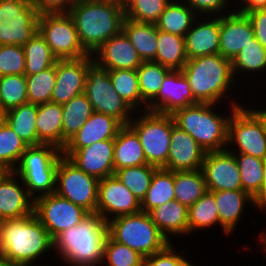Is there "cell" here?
<instances>
[{"mask_svg":"<svg viewBox=\"0 0 266 266\" xmlns=\"http://www.w3.org/2000/svg\"><path fill=\"white\" fill-rule=\"evenodd\" d=\"M108 235V225L102 216L89 213L79 224L57 235L53 248L69 266H95L103 264Z\"/></svg>","mask_w":266,"mask_h":266,"instance_id":"6da1fadb","label":"cell"},{"mask_svg":"<svg viewBox=\"0 0 266 266\" xmlns=\"http://www.w3.org/2000/svg\"><path fill=\"white\" fill-rule=\"evenodd\" d=\"M68 13L74 21L79 42L89 55L121 33L126 18L124 9L96 0L77 1Z\"/></svg>","mask_w":266,"mask_h":266,"instance_id":"7a4b0ae2","label":"cell"},{"mask_svg":"<svg viewBox=\"0 0 266 266\" xmlns=\"http://www.w3.org/2000/svg\"><path fill=\"white\" fill-rule=\"evenodd\" d=\"M1 244L2 254L15 266H30L53 250V239L34 213L1 221Z\"/></svg>","mask_w":266,"mask_h":266,"instance_id":"3957f363","label":"cell"},{"mask_svg":"<svg viewBox=\"0 0 266 266\" xmlns=\"http://www.w3.org/2000/svg\"><path fill=\"white\" fill-rule=\"evenodd\" d=\"M182 72L198 103L215 105L235 84L231 60L220 53L188 59Z\"/></svg>","mask_w":266,"mask_h":266,"instance_id":"277c9868","label":"cell"},{"mask_svg":"<svg viewBox=\"0 0 266 266\" xmlns=\"http://www.w3.org/2000/svg\"><path fill=\"white\" fill-rule=\"evenodd\" d=\"M213 105L198 103L172 114L175 125L187 132L205 153L225 150L228 145L230 117L214 113Z\"/></svg>","mask_w":266,"mask_h":266,"instance_id":"5b68a950","label":"cell"},{"mask_svg":"<svg viewBox=\"0 0 266 266\" xmlns=\"http://www.w3.org/2000/svg\"><path fill=\"white\" fill-rule=\"evenodd\" d=\"M107 225L109 236L113 240L144 257L161 251L170 243L152 221L149 213L144 211L112 218Z\"/></svg>","mask_w":266,"mask_h":266,"instance_id":"8992f818","label":"cell"},{"mask_svg":"<svg viewBox=\"0 0 266 266\" xmlns=\"http://www.w3.org/2000/svg\"><path fill=\"white\" fill-rule=\"evenodd\" d=\"M140 118L128 124L138 135L147 164L163 168L167 163L172 115L145 110Z\"/></svg>","mask_w":266,"mask_h":266,"instance_id":"52a82bcc","label":"cell"},{"mask_svg":"<svg viewBox=\"0 0 266 266\" xmlns=\"http://www.w3.org/2000/svg\"><path fill=\"white\" fill-rule=\"evenodd\" d=\"M228 122V145H238L240 154L266 159V131L261 118L249 108L232 103Z\"/></svg>","mask_w":266,"mask_h":266,"instance_id":"ba28073f","label":"cell"},{"mask_svg":"<svg viewBox=\"0 0 266 266\" xmlns=\"http://www.w3.org/2000/svg\"><path fill=\"white\" fill-rule=\"evenodd\" d=\"M38 18L31 0H0V45L24 46L38 32Z\"/></svg>","mask_w":266,"mask_h":266,"instance_id":"9c48e42d","label":"cell"},{"mask_svg":"<svg viewBox=\"0 0 266 266\" xmlns=\"http://www.w3.org/2000/svg\"><path fill=\"white\" fill-rule=\"evenodd\" d=\"M38 32L58 59H78L89 55L79 42L77 29L68 12L39 14Z\"/></svg>","mask_w":266,"mask_h":266,"instance_id":"30bf717a","label":"cell"},{"mask_svg":"<svg viewBox=\"0 0 266 266\" xmlns=\"http://www.w3.org/2000/svg\"><path fill=\"white\" fill-rule=\"evenodd\" d=\"M84 94L95 112L108 114L122 125H128L132 120L133 109L115 91L109 70L98 66L95 62L88 67Z\"/></svg>","mask_w":266,"mask_h":266,"instance_id":"8fae6325","label":"cell"},{"mask_svg":"<svg viewBox=\"0 0 266 266\" xmlns=\"http://www.w3.org/2000/svg\"><path fill=\"white\" fill-rule=\"evenodd\" d=\"M99 179L86 174L67 157L58 161L55 193L83 207L89 213L96 212Z\"/></svg>","mask_w":266,"mask_h":266,"instance_id":"7c38bea8","label":"cell"},{"mask_svg":"<svg viewBox=\"0 0 266 266\" xmlns=\"http://www.w3.org/2000/svg\"><path fill=\"white\" fill-rule=\"evenodd\" d=\"M34 214L52 239L68 228L79 224L89 212L56 193L34 200Z\"/></svg>","mask_w":266,"mask_h":266,"instance_id":"4fadbf2b","label":"cell"},{"mask_svg":"<svg viewBox=\"0 0 266 266\" xmlns=\"http://www.w3.org/2000/svg\"><path fill=\"white\" fill-rule=\"evenodd\" d=\"M232 150L206 152L201 170L209 192L242 190L239 166Z\"/></svg>","mask_w":266,"mask_h":266,"instance_id":"5bb4252c","label":"cell"},{"mask_svg":"<svg viewBox=\"0 0 266 266\" xmlns=\"http://www.w3.org/2000/svg\"><path fill=\"white\" fill-rule=\"evenodd\" d=\"M140 211L141 202L115 175L99 180L96 213L103 220L108 222L111 219L108 214L116 218Z\"/></svg>","mask_w":266,"mask_h":266,"instance_id":"9a60e30c","label":"cell"},{"mask_svg":"<svg viewBox=\"0 0 266 266\" xmlns=\"http://www.w3.org/2000/svg\"><path fill=\"white\" fill-rule=\"evenodd\" d=\"M93 56L78 59H58L56 62V83L51 102L64 104L73 97L84 93L88 67L93 63Z\"/></svg>","mask_w":266,"mask_h":266,"instance_id":"2e32d148","label":"cell"},{"mask_svg":"<svg viewBox=\"0 0 266 266\" xmlns=\"http://www.w3.org/2000/svg\"><path fill=\"white\" fill-rule=\"evenodd\" d=\"M198 104L182 70H171L147 110L172 115L175 111Z\"/></svg>","mask_w":266,"mask_h":266,"instance_id":"e0dca14e","label":"cell"},{"mask_svg":"<svg viewBox=\"0 0 266 266\" xmlns=\"http://www.w3.org/2000/svg\"><path fill=\"white\" fill-rule=\"evenodd\" d=\"M62 154L86 174L99 180L114 175V139L102 140L77 151H62Z\"/></svg>","mask_w":266,"mask_h":266,"instance_id":"ac0fdd59","label":"cell"},{"mask_svg":"<svg viewBox=\"0 0 266 266\" xmlns=\"http://www.w3.org/2000/svg\"><path fill=\"white\" fill-rule=\"evenodd\" d=\"M204 156L205 151L187 132L175 125L172 117L170 148L163 168L170 171L201 169Z\"/></svg>","mask_w":266,"mask_h":266,"instance_id":"d6986e66","label":"cell"},{"mask_svg":"<svg viewBox=\"0 0 266 266\" xmlns=\"http://www.w3.org/2000/svg\"><path fill=\"white\" fill-rule=\"evenodd\" d=\"M92 56L98 66L108 70L137 69L143 63L123 31L103 43Z\"/></svg>","mask_w":266,"mask_h":266,"instance_id":"ffe728a7","label":"cell"},{"mask_svg":"<svg viewBox=\"0 0 266 266\" xmlns=\"http://www.w3.org/2000/svg\"><path fill=\"white\" fill-rule=\"evenodd\" d=\"M220 15L219 53L232 61L255 38L254 30L246 14L235 11Z\"/></svg>","mask_w":266,"mask_h":266,"instance_id":"44dd1931","label":"cell"},{"mask_svg":"<svg viewBox=\"0 0 266 266\" xmlns=\"http://www.w3.org/2000/svg\"><path fill=\"white\" fill-rule=\"evenodd\" d=\"M16 173L8 171L0 179V221L20 219L34 213V199L16 180Z\"/></svg>","mask_w":266,"mask_h":266,"instance_id":"7402d4cb","label":"cell"},{"mask_svg":"<svg viewBox=\"0 0 266 266\" xmlns=\"http://www.w3.org/2000/svg\"><path fill=\"white\" fill-rule=\"evenodd\" d=\"M122 126L114 117L94 111L62 151H77L102 140L115 139Z\"/></svg>","mask_w":266,"mask_h":266,"instance_id":"603a6c76","label":"cell"},{"mask_svg":"<svg viewBox=\"0 0 266 266\" xmlns=\"http://www.w3.org/2000/svg\"><path fill=\"white\" fill-rule=\"evenodd\" d=\"M215 16L204 23L195 20V26L192 25L185 34V50L188 59L219 53L220 17H217V14Z\"/></svg>","mask_w":266,"mask_h":266,"instance_id":"cb8c5ba5","label":"cell"},{"mask_svg":"<svg viewBox=\"0 0 266 266\" xmlns=\"http://www.w3.org/2000/svg\"><path fill=\"white\" fill-rule=\"evenodd\" d=\"M114 171L147 164L142 144L136 132L123 125L114 139Z\"/></svg>","mask_w":266,"mask_h":266,"instance_id":"d4e9b609","label":"cell"},{"mask_svg":"<svg viewBox=\"0 0 266 266\" xmlns=\"http://www.w3.org/2000/svg\"><path fill=\"white\" fill-rule=\"evenodd\" d=\"M217 204L219 225L226 234L236 228L244 210L245 203H254V199L243 190H223L211 192Z\"/></svg>","mask_w":266,"mask_h":266,"instance_id":"484cf974","label":"cell"},{"mask_svg":"<svg viewBox=\"0 0 266 266\" xmlns=\"http://www.w3.org/2000/svg\"><path fill=\"white\" fill-rule=\"evenodd\" d=\"M63 107L61 104L46 102L38 105L36 128L38 145H54L62 151Z\"/></svg>","mask_w":266,"mask_h":266,"instance_id":"4316f807","label":"cell"},{"mask_svg":"<svg viewBox=\"0 0 266 266\" xmlns=\"http://www.w3.org/2000/svg\"><path fill=\"white\" fill-rule=\"evenodd\" d=\"M149 215L168 240L169 234L183 235L188 233V207L175 199L152 209Z\"/></svg>","mask_w":266,"mask_h":266,"instance_id":"83f0119b","label":"cell"},{"mask_svg":"<svg viewBox=\"0 0 266 266\" xmlns=\"http://www.w3.org/2000/svg\"><path fill=\"white\" fill-rule=\"evenodd\" d=\"M62 151L54 145L40 144L28 146L22 154L18 168L14 172H57Z\"/></svg>","mask_w":266,"mask_h":266,"instance_id":"f1b7e54d","label":"cell"},{"mask_svg":"<svg viewBox=\"0 0 266 266\" xmlns=\"http://www.w3.org/2000/svg\"><path fill=\"white\" fill-rule=\"evenodd\" d=\"M142 61H154L157 52L158 29L152 23H140L125 18L123 30Z\"/></svg>","mask_w":266,"mask_h":266,"instance_id":"f546056e","label":"cell"},{"mask_svg":"<svg viewBox=\"0 0 266 266\" xmlns=\"http://www.w3.org/2000/svg\"><path fill=\"white\" fill-rule=\"evenodd\" d=\"M38 105L24 103L6 111L5 122L28 146L38 145L36 116Z\"/></svg>","mask_w":266,"mask_h":266,"instance_id":"4dcf8cb0","label":"cell"},{"mask_svg":"<svg viewBox=\"0 0 266 266\" xmlns=\"http://www.w3.org/2000/svg\"><path fill=\"white\" fill-rule=\"evenodd\" d=\"M62 150L67 142L79 131L84 123L93 114L94 110L87 96L82 93L73 97L69 102L62 104Z\"/></svg>","mask_w":266,"mask_h":266,"instance_id":"1f68e13d","label":"cell"},{"mask_svg":"<svg viewBox=\"0 0 266 266\" xmlns=\"http://www.w3.org/2000/svg\"><path fill=\"white\" fill-rule=\"evenodd\" d=\"M208 191L201 169L174 171L175 200L186 207L192 206Z\"/></svg>","mask_w":266,"mask_h":266,"instance_id":"d6a6232c","label":"cell"},{"mask_svg":"<svg viewBox=\"0 0 266 266\" xmlns=\"http://www.w3.org/2000/svg\"><path fill=\"white\" fill-rule=\"evenodd\" d=\"M157 52L154 62L171 70H182L188 58L185 50V38L158 29Z\"/></svg>","mask_w":266,"mask_h":266,"instance_id":"836d02e7","label":"cell"},{"mask_svg":"<svg viewBox=\"0 0 266 266\" xmlns=\"http://www.w3.org/2000/svg\"><path fill=\"white\" fill-rule=\"evenodd\" d=\"M174 199V171L157 168L154 171L146 196L141 202V211L149 213L157 206Z\"/></svg>","mask_w":266,"mask_h":266,"instance_id":"e575fe53","label":"cell"},{"mask_svg":"<svg viewBox=\"0 0 266 266\" xmlns=\"http://www.w3.org/2000/svg\"><path fill=\"white\" fill-rule=\"evenodd\" d=\"M182 4L171 1L155 23L157 29L184 37L195 23L196 13L187 4Z\"/></svg>","mask_w":266,"mask_h":266,"instance_id":"d590c367","label":"cell"},{"mask_svg":"<svg viewBox=\"0 0 266 266\" xmlns=\"http://www.w3.org/2000/svg\"><path fill=\"white\" fill-rule=\"evenodd\" d=\"M23 49L25 53V75L37 74L55 65L58 60L39 32L23 46Z\"/></svg>","mask_w":266,"mask_h":266,"instance_id":"8d00e7d4","label":"cell"},{"mask_svg":"<svg viewBox=\"0 0 266 266\" xmlns=\"http://www.w3.org/2000/svg\"><path fill=\"white\" fill-rule=\"evenodd\" d=\"M170 71L171 69L154 61H143L137 68L140 94L146 105L145 110L159 93L162 82Z\"/></svg>","mask_w":266,"mask_h":266,"instance_id":"74e56055","label":"cell"},{"mask_svg":"<svg viewBox=\"0 0 266 266\" xmlns=\"http://www.w3.org/2000/svg\"><path fill=\"white\" fill-rule=\"evenodd\" d=\"M233 154L239 166L242 190L255 199L263 186L264 160L247 154Z\"/></svg>","mask_w":266,"mask_h":266,"instance_id":"f35d334b","label":"cell"},{"mask_svg":"<svg viewBox=\"0 0 266 266\" xmlns=\"http://www.w3.org/2000/svg\"><path fill=\"white\" fill-rule=\"evenodd\" d=\"M109 76L115 91L133 110L145 103L140 94L137 69L109 70Z\"/></svg>","mask_w":266,"mask_h":266,"instance_id":"ab89813d","label":"cell"},{"mask_svg":"<svg viewBox=\"0 0 266 266\" xmlns=\"http://www.w3.org/2000/svg\"><path fill=\"white\" fill-rule=\"evenodd\" d=\"M156 169L157 167L153 165L144 164L115 170L114 175L142 202Z\"/></svg>","mask_w":266,"mask_h":266,"instance_id":"60d3db41","label":"cell"},{"mask_svg":"<svg viewBox=\"0 0 266 266\" xmlns=\"http://www.w3.org/2000/svg\"><path fill=\"white\" fill-rule=\"evenodd\" d=\"M219 223L214 195L207 191L196 203L188 208V233Z\"/></svg>","mask_w":266,"mask_h":266,"instance_id":"b9f144b4","label":"cell"},{"mask_svg":"<svg viewBox=\"0 0 266 266\" xmlns=\"http://www.w3.org/2000/svg\"><path fill=\"white\" fill-rule=\"evenodd\" d=\"M28 102L36 105L51 102L56 83V64L34 75H26Z\"/></svg>","mask_w":266,"mask_h":266,"instance_id":"7bdbcfd3","label":"cell"},{"mask_svg":"<svg viewBox=\"0 0 266 266\" xmlns=\"http://www.w3.org/2000/svg\"><path fill=\"white\" fill-rule=\"evenodd\" d=\"M28 102L26 75L0 77V107L5 112Z\"/></svg>","mask_w":266,"mask_h":266,"instance_id":"ee69618b","label":"cell"},{"mask_svg":"<svg viewBox=\"0 0 266 266\" xmlns=\"http://www.w3.org/2000/svg\"><path fill=\"white\" fill-rule=\"evenodd\" d=\"M28 147L6 122L0 128V164L13 171ZM15 164V165H14Z\"/></svg>","mask_w":266,"mask_h":266,"instance_id":"f6af8a7d","label":"cell"},{"mask_svg":"<svg viewBox=\"0 0 266 266\" xmlns=\"http://www.w3.org/2000/svg\"><path fill=\"white\" fill-rule=\"evenodd\" d=\"M233 76L242 71H261L266 67V49L254 38L231 61Z\"/></svg>","mask_w":266,"mask_h":266,"instance_id":"bcb514c9","label":"cell"},{"mask_svg":"<svg viewBox=\"0 0 266 266\" xmlns=\"http://www.w3.org/2000/svg\"><path fill=\"white\" fill-rule=\"evenodd\" d=\"M170 2L171 0H131L125 9L126 18L155 24Z\"/></svg>","mask_w":266,"mask_h":266,"instance_id":"7dc6e473","label":"cell"},{"mask_svg":"<svg viewBox=\"0 0 266 266\" xmlns=\"http://www.w3.org/2000/svg\"><path fill=\"white\" fill-rule=\"evenodd\" d=\"M144 256L126 245L113 240L109 235L104 246L103 262L106 266H143Z\"/></svg>","mask_w":266,"mask_h":266,"instance_id":"c3c4849f","label":"cell"},{"mask_svg":"<svg viewBox=\"0 0 266 266\" xmlns=\"http://www.w3.org/2000/svg\"><path fill=\"white\" fill-rule=\"evenodd\" d=\"M24 183L25 190L35 200L39 196L55 193L57 172H15ZM34 192H42L38 196Z\"/></svg>","mask_w":266,"mask_h":266,"instance_id":"681fc988","label":"cell"},{"mask_svg":"<svg viewBox=\"0 0 266 266\" xmlns=\"http://www.w3.org/2000/svg\"><path fill=\"white\" fill-rule=\"evenodd\" d=\"M25 73V53L23 46L0 45V77L23 75Z\"/></svg>","mask_w":266,"mask_h":266,"instance_id":"f907efd6","label":"cell"},{"mask_svg":"<svg viewBox=\"0 0 266 266\" xmlns=\"http://www.w3.org/2000/svg\"><path fill=\"white\" fill-rule=\"evenodd\" d=\"M191 263L178 255L170 242L164 249L144 258L143 266H189Z\"/></svg>","mask_w":266,"mask_h":266,"instance_id":"816d5d0a","label":"cell"},{"mask_svg":"<svg viewBox=\"0 0 266 266\" xmlns=\"http://www.w3.org/2000/svg\"><path fill=\"white\" fill-rule=\"evenodd\" d=\"M246 15L252 24L255 38L266 49V9L255 10Z\"/></svg>","mask_w":266,"mask_h":266,"instance_id":"f5cc1de1","label":"cell"},{"mask_svg":"<svg viewBox=\"0 0 266 266\" xmlns=\"http://www.w3.org/2000/svg\"><path fill=\"white\" fill-rule=\"evenodd\" d=\"M228 0H187L188 6L195 12V13H204L208 15L211 13H219L223 11L224 8L228 5L226 2Z\"/></svg>","mask_w":266,"mask_h":266,"instance_id":"db71d44e","label":"cell"},{"mask_svg":"<svg viewBox=\"0 0 266 266\" xmlns=\"http://www.w3.org/2000/svg\"><path fill=\"white\" fill-rule=\"evenodd\" d=\"M39 14L68 12L74 4L72 0H31Z\"/></svg>","mask_w":266,"mask_h":266,"instance_id":"11a10c76","label":"cell"},{"mask_svg":"<svg viewBox=\"0 0 266 266\" xmlns=\"http://www.w3.org/2000/svg\"><path fill=\"white\" fill-rule=\"evenodd\" d=\"M244 7L241 6L236 12L247 14L255 10L266 9V0H243Z\"/></svg>","mask_w":266,"mask_h":266,"instance_id":"9f6ffc18","label":"cell"},{"mask_svg":"<svg viewBox=\"0 0 266 266\" xmlns=\"http://www.w3.org/2000/svg\"><path fill=\"white\" fill-rule=\"evenodd\" d=\"M264 181H263V186L261 188V192L259 195L254 199V205L252 206H257V209H266V159L264 160Z\"/></svg>","mask_w":266,"mask_h":266,"instance_id":"6f0895ef","label":"cell"},{"mask_svg":"<svg viewBox=\"0 0 266 266\" xmlns=\"http://www.w3.org/2000/svg\"><path fill=\"white\" fill-rule=\"evenodd\" d=\"M99 2H103L106 4H112V5H116L121 9H126V0H96Z\"/></svg>","mask_w":266,"mask_h":266,"instance_id":"680465c9","label":"cell"},{"mask_svg":"<svg viewBox=\"0 0 266 266\" xmlns=\"http://www.w3.org/2000/svg\"><path fill=\"white\" fill-rule=\"evenodd\" d=\"M253 111L261 118V120L263 121L264 123V126H265V131H266V110H254Z\"/></svg>","mask_w":266,"mask_h":266,"instance_id":"91938a15","label":"cell"},{"mask_svg":"<svg viewBox=\"0 0 266 266\" xmlns=\"http://www.w3.org/2000/svg\"><path fill=\"white\" fill-rule=\"evenodd\" d=\"M0 266H15L3 254L0 255Z\"/></svg>","mask_w":266,"mask_h":266,"instance_id":"94428289","label":"cell"},{"mask_svg":"<svg viewBox=\"0 0 266 266\" xmlns=\"http://www.w3.org/2000/svg\"><path fill=\"white\" fill-rule=\"evenodd\" d=\"M5 114L6 112L3 109H0V128L5 123Z\"/></svg>","mask_w":266,"mask_h":266,"instance_id":"6125c7cd","label":"cell"},{"mask_svg":"<svg viewBox=\"0 0 266 266\" xmlns=\"http://www.w3.org/2000/svg\"><path fill=\"white\" fill-rule=\"evenodd\" d=\"M9 170H7L2 164H0V179L8 172Z\"/></svg>","mask_w":266,"mask_h":266,"instance_id":"be15d7a7","label":"cell"},{"mask_svg":"<svg viewBox=\"0 0 266 266\" xmlns=\"http://www.w3.org/2000/svg\"><path fill=\"white\" fill-rule=\"evenodd\" d=\"M260 240L262 241V245L264 246L263 248L266 250V234L263 232L262 235L260 236Z\"/></svg>","mask_w":266,"mask_h":266,"instance_id":"e7e4bbea","label":"cell"},{"mask_svg":"<svg viewBox=\"0 0 266 266\" xmlns=\"http://www.w3.org/2000/svg\"><path fill=\"white\" fill-rule=\"evenodd\" d=\"M2 254V244H1V221H0V255Z\"/></svg>","mask_w":266,"mask_h":266,"instance_id":"03108f58","label":"cell"},{"mask_svg":"<svg viewBox=\"0 0 266 266\" xmlns=\"http://www.w3.org/2000/svg\"><path fill=\"white\" fill-rule=\"evenodd\" d=\"M130 1H131V0H126V7H127L128 3H129Z\"/></svg>","mask_w":266,"mask_h":266,"instance_id":"003e7915","label":"cell"},{"mask_svg":"<svg viewBox=\"0 0 266 266\" xmlns=\"http://www.w3.org/2000/svg\"><path fill=\"white\" fill-rule=\"evenodd\" d=\"M74 3L77 2V1H83V0H72Z\"/></svg>","mask_w":266,"mask_h":266,"instance_id":"a7ac6f4b","label":"cell"}]
</instances>
